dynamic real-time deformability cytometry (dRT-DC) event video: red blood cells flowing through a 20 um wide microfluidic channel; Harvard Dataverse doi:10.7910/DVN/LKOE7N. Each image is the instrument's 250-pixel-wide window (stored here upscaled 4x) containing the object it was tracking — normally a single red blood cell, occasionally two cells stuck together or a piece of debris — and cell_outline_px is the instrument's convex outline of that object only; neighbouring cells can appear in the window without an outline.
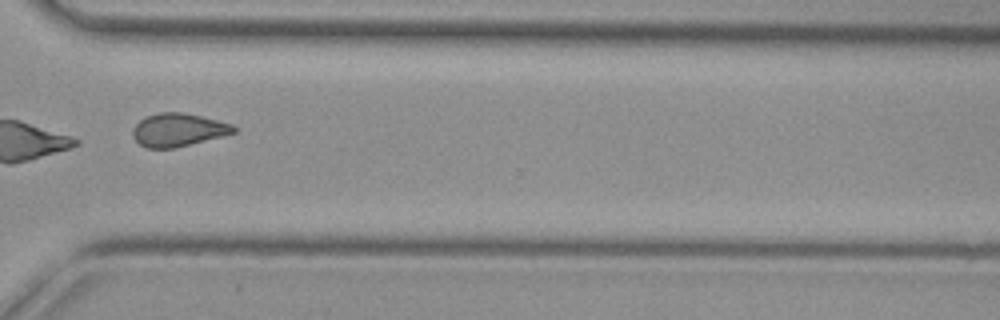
{"species": "common noctule bat (a hibernating species)", "species_latin": "Nyctalus noctula", "temperature_condition": "cold", "stored_images_in_passage": 13, "camera_frame_rate_fps": 3000, "um_per_image_px": 0.085, "animal": {"sex": "female", "body_mass_g": 29.2, "forearm_length_mm": 56.3}, "frame": {"image": 1, "passage_image": 10, "time_ms": 3.0, "image_size_px": [1000, 320], "cell_outline_px": [[236, 132], [224, 136], [176, 148], [148, 148], [140, 144], [132, 136], [132, 128], [144, 116], [160, 112], [184, 112], [232, 124], [236, 128]], "centroid_in_image_um": [15.13, 11.04], "position_along_channel_um": 355.5, "area_um2": 19.59}}